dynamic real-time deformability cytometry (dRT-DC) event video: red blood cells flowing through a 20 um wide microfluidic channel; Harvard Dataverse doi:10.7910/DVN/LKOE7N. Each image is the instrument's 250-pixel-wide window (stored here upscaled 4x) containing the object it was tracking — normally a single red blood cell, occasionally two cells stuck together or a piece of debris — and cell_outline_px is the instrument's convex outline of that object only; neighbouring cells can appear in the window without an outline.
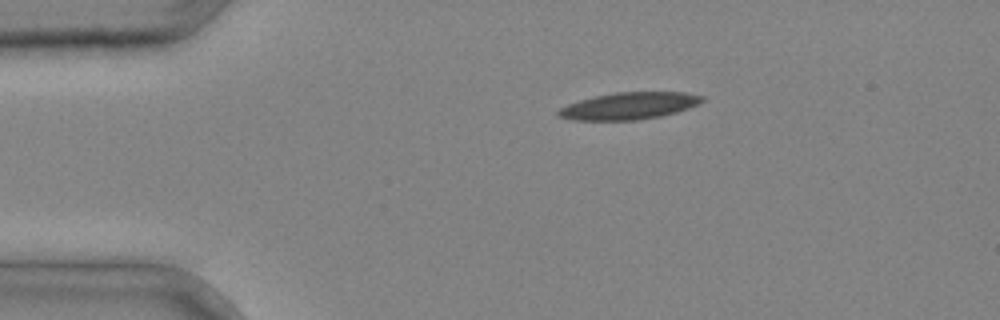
{"species": "common noctule bat (a hibernating species)", "species_latin": "Nyctalus noctula", "temperature_condition": "cold", "stored_images_in_passage": 2, "camera_frame_rate_fps": 3000, "um_per_image_px": 0.085, "animal": {"sex": "male", "body_mass_g": 20.4}, "frame": {"image": 1, "passage_image": 1, "time_ms": 0.0, "image_size_px": [1000, 320], "cell_outline_px": [[704, 100], [688, 108], [676, 112], [660, 116], [636, 120], [572, 120], [556, 116], [556, 112], [560, 108], [568, 104], [580, 100], [596, 96], [616, 92], [684, 92], [704, 96]], "centroid_in_image_um": [53.44, 9.0], "position_along_channel_um": 31.6, "area_um2": 22.48}}